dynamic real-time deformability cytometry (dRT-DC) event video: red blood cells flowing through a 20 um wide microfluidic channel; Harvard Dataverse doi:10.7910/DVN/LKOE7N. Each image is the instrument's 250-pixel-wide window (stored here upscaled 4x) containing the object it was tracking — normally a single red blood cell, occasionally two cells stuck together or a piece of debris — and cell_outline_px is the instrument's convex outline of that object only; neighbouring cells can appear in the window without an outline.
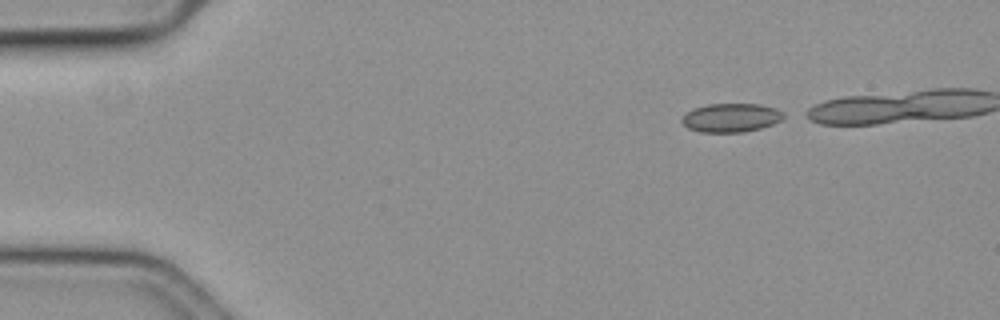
{"species": "common noctule bat (a hibernating species)", "species_latin": "Nyctalus noctula", "temperature_condition": "cold", "stored_images_in_passage": 11, "camera_frame_rate_fps": 3000, "um_per_image_px": 0.085, "animal": {"sex": "female", "body_mass_g": 19.3, "forearm_length_mm": 54.1}, "frame": {"image": 1, "passage_image": 1, "time_ms": 0.0, "image_size_px": [1000, 320], "cell_outline_px": [[792, 116], [784, 120], [760, 128], [744, 132], [700, 132], [688, 128], [680, 120], [692, 108], [708, 104], [760, 104], [776, 108]], "centroid_in_image_um": [62.23, 10.0], "position_along_channel_um": 22.8, "area_um2": 17.34}}